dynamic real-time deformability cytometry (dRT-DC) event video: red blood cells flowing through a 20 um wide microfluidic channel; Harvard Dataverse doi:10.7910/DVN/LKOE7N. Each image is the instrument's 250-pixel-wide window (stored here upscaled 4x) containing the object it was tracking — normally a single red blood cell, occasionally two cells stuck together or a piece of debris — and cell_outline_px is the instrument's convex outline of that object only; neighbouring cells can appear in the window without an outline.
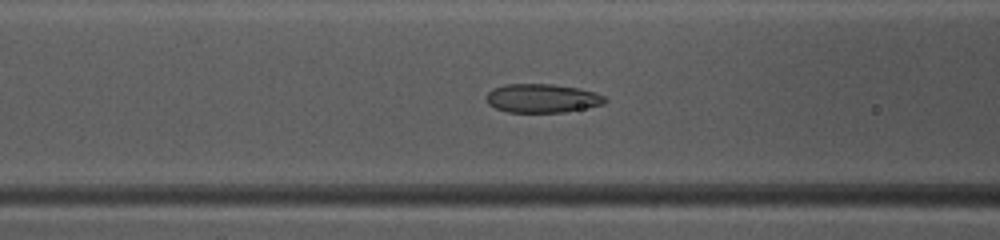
{"species": "common noctule bat (a hibernating species)", "species_latin": "Nyctalus noctula", "temperature_condition": "warm", "stored_images_in_passage": 42, "camera_frame_rate_fps": 3000, "um_per_image_px": 0.085, "animal": {"sex": "female", "body_mass_g": 10.0, "forearm_length_mm": 53.1}, "frame": {"image": 1, "passage_image": 13, "time_ms": 4.0, "image_size_px": [1000, 240], "cell_outline_px": [[608, 100], [604, 104], [564, 112], [508, 112], [496, 108], [488, 104], [488, 92], [492, 88], [504, 84], [552, 84], [576, 88], [596, 92], [604, 96]], "centroid_in_image_um": [46.09, 8.35], "position_along_channel_um": 120.5, "area_um2": 19.77}}
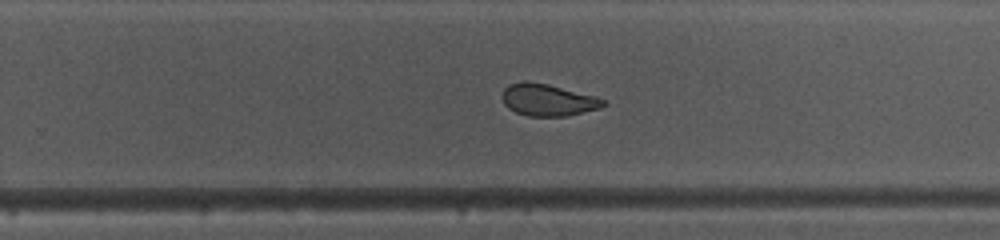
{"frame": {"image": 2, "passage_image": 25, "time_ms": 8.0, "image_size_px": [1000, 240], "cell_outline_px": [[608, 104], [600, 108], [568, 116], [528, 116], [516, 112], [508, 108], [504, 104], [504, 88], [508, 84], [524, 80], [528, 80], [548, 84], [596, 96], [604, 100]], "centroid_in_image_um": [46.59, 8.49], "position_along_channel_um": 283.2, "area_um2": 18.9}}
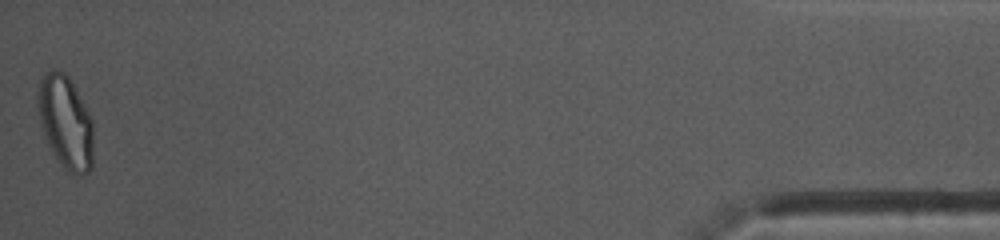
{"frame": {"image": 3, "passage_image": 42, "time_ms": 13.667, "image_size_px": [1000, 240], "cell_outline_px": [[92, 168], [88, 172], [80, 176], [76, 176], [68, 172], [60, 164], [52, 152], [40, 124], [36, 104], [36, 92], [40, 80], [44, 72], [52, 68], [64, 72], [68, 76], [84, 104], [92, 120]], "centroid_in_image_um": [5.54, 10.37], "position_along_channel_um": 429.7, "area_um2": 30.4}, "authors_computed_cell_mechanics": {"area_um2": 20.7213, "velocity_mm_per_s": 4.0681, "shape_relaxation_time_tau1_ms": 8.5595, "shape_relaxation_time_tau2_ms": 1.129, "deformation_change_tau1": 0.2046, "deformation_change_tau2": 0.0704}}